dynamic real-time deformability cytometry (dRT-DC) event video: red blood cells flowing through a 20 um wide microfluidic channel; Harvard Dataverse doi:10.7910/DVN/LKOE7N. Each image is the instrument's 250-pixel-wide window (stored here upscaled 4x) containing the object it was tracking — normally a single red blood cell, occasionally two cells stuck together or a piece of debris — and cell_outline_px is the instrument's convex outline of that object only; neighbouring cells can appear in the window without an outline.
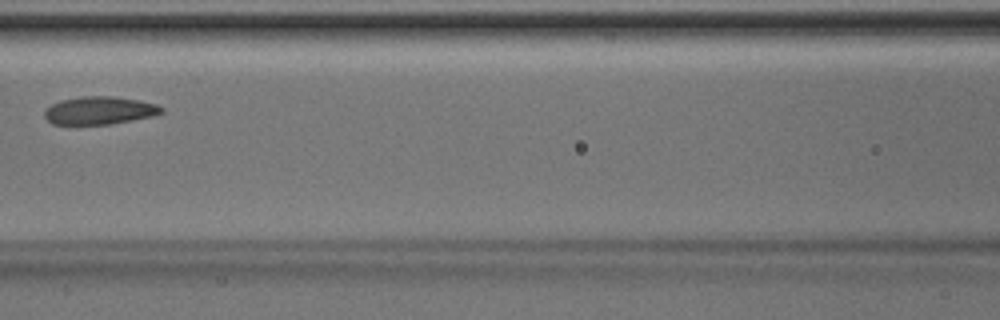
{"species": "Egyptian fruit bat (a non-hibernating species)", "species_latin": "Rousettus aegyptiacus", "temperature_condition": "room temperature", "stored_images_in_passage": 5, "camera_frame_rate_fps": 3000, "um_per_image_px": 0.085, "animal": {"sex": "male"}, "frame": {"image": 1, "passage_image": 4, "time_ms": 1.0, "image_size_px": [1000, 320], "cell_outline_px": [[164, 112], [152, 116], [132, 120], [108, 124], [52, 124], [44, 116], [44, 112], [52, 104], [60, 100], [80, 96], [112, 96], [140, 100], [156, 104], [164, 108]], "centroid_in_image_um": [8.47, 9.38], "position_along_channel_um": 158.1, "area_um2": 18.96}}